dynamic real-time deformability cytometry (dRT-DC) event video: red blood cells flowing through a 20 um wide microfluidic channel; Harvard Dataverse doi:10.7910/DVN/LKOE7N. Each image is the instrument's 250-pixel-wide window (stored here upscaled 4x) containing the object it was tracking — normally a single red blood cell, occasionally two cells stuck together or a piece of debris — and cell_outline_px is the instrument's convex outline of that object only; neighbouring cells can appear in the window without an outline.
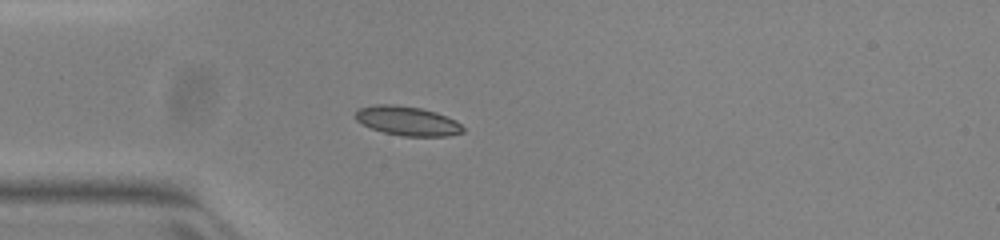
{"species": "common noctule bat (a hibernating species)", "species_latin": "Nyctalus noctula", "temperature_condition": "warm", "stored_images_in_passage": 38, "camera_frame_rate_fps": 3000, "um_per_image_px": 0.085, "animal": {"sex": "female", "body_mass_g": 23.0, "forearm_length_mm": 53.4}, "frame": {"image": 1, "passage_image": 1, "time_ms": 0.0, "image_size_px": [1000, 240], "cell_outline_px": [[464, 132], [448, 136], [404, 136], [384, 132], [372, 128], [356, 120], [356, 108], [376, 104], [392, 104], [420, 108], [436, 112], [456, 120], [464, 128]], "centroid_in_image_um": [34.64, 10.27], "position_along_channel_um": 50.4, "area_um2": 18.26}}
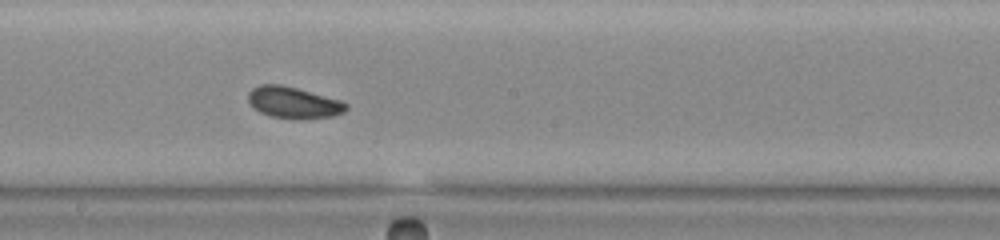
{"frame": {"image": 2, "passage_image": 15, "time_ms": 4.667, "image_size_px": [1000, 240], "cell_outline_px": [[348, 108], [344, 112], [332, 116], [300, 120], [272, 116], [260, 112], [252, 108], [248, 100], [248, 92], [252, 88], [260, 84], [280, 84], [296, 88], [340, 100], [348, 104]], "centroid_in_image_um": [24.92, 8.72], "position_along_channel_um": 223.3, "area_um2": 18.03}}
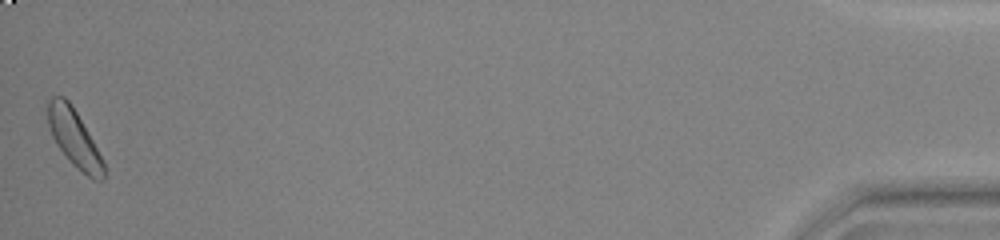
{"frame": {"image": 3, "passage_image": 38, "time_ms": 12.333, "image_size_px": [1000, 240], "cell_outline_px": [[104, 180], [92, 180], [72, 164], [56, 144], [52, 136], [48, 124], [48, 100], [52, 96], [64, 96], [72, 104], [92, 140], [104, 164]], "centroid_in_image_um": [6.28, 11.74], "position_along_channel_um": 428.9, "area_um2": 18.32}}